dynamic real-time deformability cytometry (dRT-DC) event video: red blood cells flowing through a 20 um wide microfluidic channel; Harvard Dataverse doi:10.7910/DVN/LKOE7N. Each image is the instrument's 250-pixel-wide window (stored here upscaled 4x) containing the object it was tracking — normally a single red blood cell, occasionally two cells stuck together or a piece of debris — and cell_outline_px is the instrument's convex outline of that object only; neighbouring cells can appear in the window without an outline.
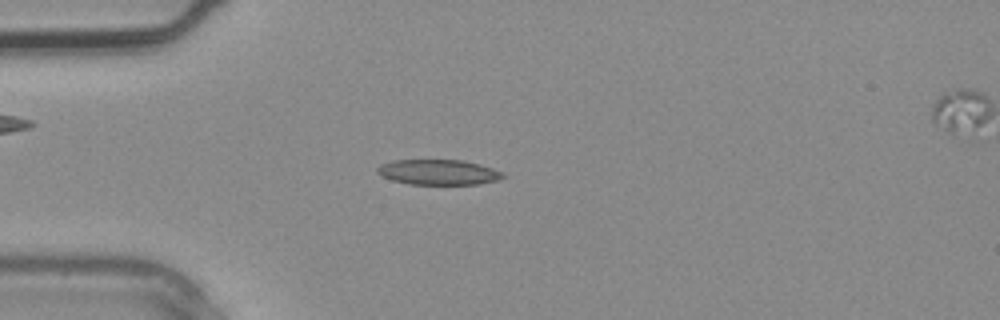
{"species": "common noctule bat (a hibernating species)", "species_latin": "Nyctalus noctula", "temperature_condition": "warm", "stored_images_in_passage": 5, "segment_of_instrument_passage": [1, 2], "camera_frame_rate_fps": 3000, "um_per_image_px": 0.085, "animal": {"sex": "male", "body_mass_g": 20.4}, "frame": {"image": 1, "passage_image": 4, "time_ms": 1.0, "image_size_px": [1000, 320], "cell_outline_px": [[504, 176], [496, 180], [480, 184], [408, 184], [392, 180], [376, 172], [376, 168], [380, 164], [392, 160], [464, 160], [480, 164], [504, 172]], "centroid_in_image_um": [37.25, 14.63], "position_along_channel_um": 47.7, "area_um2": 18.5}}